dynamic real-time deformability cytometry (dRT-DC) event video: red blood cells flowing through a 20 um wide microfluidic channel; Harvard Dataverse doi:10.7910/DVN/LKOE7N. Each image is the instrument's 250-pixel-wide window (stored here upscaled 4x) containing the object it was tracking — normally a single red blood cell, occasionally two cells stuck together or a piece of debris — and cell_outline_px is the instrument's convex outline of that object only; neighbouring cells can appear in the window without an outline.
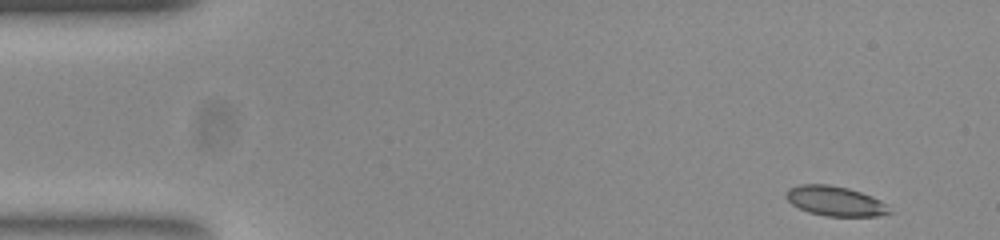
{"species": "common noctule bat (a hibernating species)", "species_latin": "Nyctalus noctula", "temperature_condition": "room temperature", "stored_images_in_passage": 51, "camera_frame_rate_fps": 3000, "um_per_image_px": 0.085, "animal": {"sex": "female", "body_mass_g": 23.0, "forearm_length_mm": 53.4}, "frame": {"image": 1, "passage_image": 1, "time_ms": 0.0, "image_size_px": [1000, 240], "cell_outline_px": [[892, 212], [876, 216], [824, 216], [808, 212], [792, 204], [784, 196], [788, 188], [800, 184], [828, 184], [848, 188], [872, 196], [880, 200]], "centroid_in_image_um": [70.94, 17.08], "position_along_channel_um": 14.1, "area_um2": 17.86}}
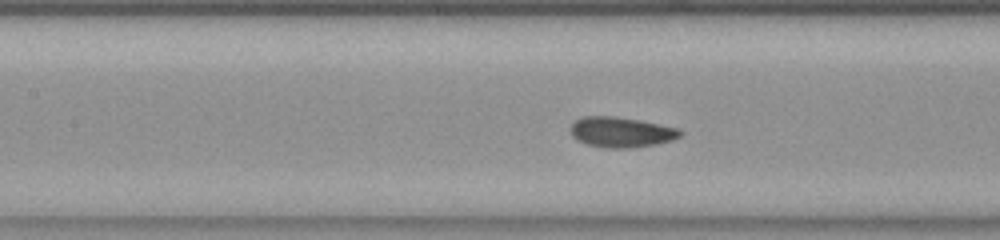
{"frame": {"image": 2, "passage_image": 21, "time_ms": 6.667, "image_size_px": [1000, 240], "cell_outline_px": [[684, 132], [680, 136], [672, 140], [656, 144], [628, 148], [608, 148], [588, 144], [576, 140], [572, 136], [572, 124], [576, 120], [584, 116], [616, 116], [640, 120], [680, 128]], "centroid_in_image_um": [52.84, 11.22], "position_along_channel_um": 154.6, "area_um2": 19.36}}
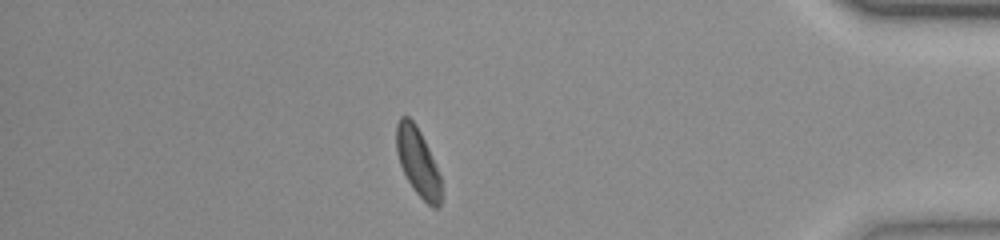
{"frame": {"image": 3, "passage_image": 44, "time_ms": 14.333, "image_size_px": [1000, 240], "cell_outline_px": [[440, 204], [436, 208], [432, 208], [416, 192], [408, 180], [400, 164], [396, 152], [396, 124], [400, 116], [408, 116], [416, 124], [428, 148], [440, 176]], "centroid_in_image_um": [35.49, 13.73], "position_along_channel_um": 399.7, "area_um2": 17.4}, "authors_computed_cell_mechanics": {"area_um2": 18.5538, "velocity_mm_per_s": 3.7527, "shape_relaxation_time_tau1_ms": 2.7901, "shape_relaxation_time_tau2_ms": null, "deformation_change_tau1": 0.0776, "deformation_change_tau2": null}}